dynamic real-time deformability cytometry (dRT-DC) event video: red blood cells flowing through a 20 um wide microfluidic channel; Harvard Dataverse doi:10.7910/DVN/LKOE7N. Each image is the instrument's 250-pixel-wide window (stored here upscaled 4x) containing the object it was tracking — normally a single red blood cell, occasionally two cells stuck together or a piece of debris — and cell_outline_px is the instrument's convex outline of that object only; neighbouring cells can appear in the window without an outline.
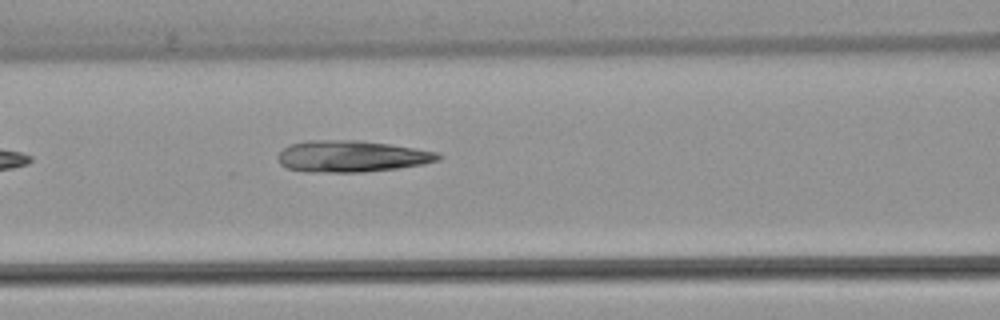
{"species": "common noctule bat (a hibernating species)", "species_latin": "Nyctalus noctula", "temperature_condition": "warm", "stored_images_in_passage": 6, "camera_frame_rate_fps": 3000, "um_per_image_px": 0.085, "animal": {"sex": "female", "body_mass_g": 22.7, "forearm_length_mm": 54.2}, "frame": {"image": 1, "passage_image": 6, "time_ms": 6.667, "image_size_px": [1000, 320], "cell_outline_px": [[444, 156], [440, 160], [424, 164], [400, 168], [364, 172], [308, 172], [288, 168], [280, 164], [276, 156], [288, 144], [308, 140], [360, 140], [388, 144], [440, 152]], "centroid_in_image_um": [29.91, 13.28], "position_along_channel_um": 136.7, "area_um2": 29.77}}